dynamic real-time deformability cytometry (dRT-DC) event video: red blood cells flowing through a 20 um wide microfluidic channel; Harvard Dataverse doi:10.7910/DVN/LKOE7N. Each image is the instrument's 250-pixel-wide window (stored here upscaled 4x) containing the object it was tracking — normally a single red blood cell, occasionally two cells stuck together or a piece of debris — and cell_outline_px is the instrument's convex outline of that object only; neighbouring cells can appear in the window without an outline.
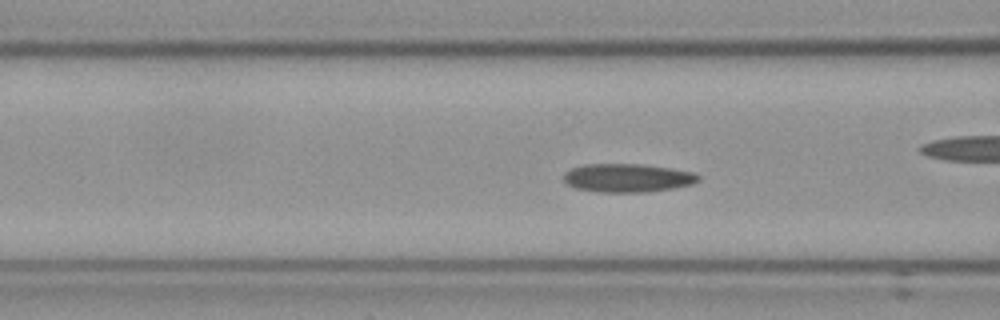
{"species": "Egyptian fruit bat (a non-hibernating species)", "species_latin": "Rousettus aegyptiacus", "temperature_condition": "cold", "stored_images_in_passage": 42, "camera_frame_rate_fps": 3000, "um_per_image_px": 0.085, "frame": {"image": 1, "passage_image": 7, "time_ms": 2.0, "image_size_px": [1000, 320], "cell_outline_px": [[700, 180], [692, 184], [672, 188], [648, 192], [600, 192], [576, 188], [564, 184], [564, 172], [572, 168], [584, 164], [644, 164], [672, 168], [692, 172], [700, 176]], "centroid_in_image_um": [53.32, 15.12], "position_along_channel_um": 113.3, "area_um2": 22.48}, "authors_computed_cell_mechanics": {"area_um2": 21.9062, "velocity_mm_per_s": 3.5509, "shape_relaxation_time_tau1_ms": null, "shape_relaxation_time_tau2_ms": 2.8974, "deformation_change_tau1": null, "deformation_change_tau2": 0.0819}}